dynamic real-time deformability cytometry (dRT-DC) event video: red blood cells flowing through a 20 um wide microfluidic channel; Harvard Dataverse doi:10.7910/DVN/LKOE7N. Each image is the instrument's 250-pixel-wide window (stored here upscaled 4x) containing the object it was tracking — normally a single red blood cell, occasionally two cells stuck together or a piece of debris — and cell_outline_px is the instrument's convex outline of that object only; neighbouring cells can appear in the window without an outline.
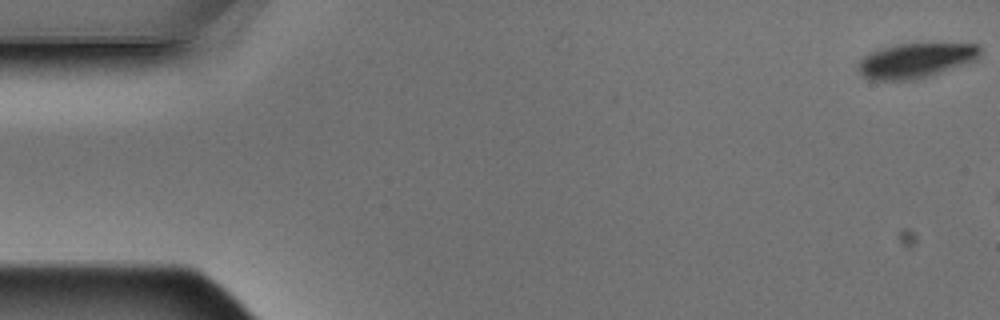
{"species": "Egyptian fruit bat (a non-hibernating species)", "species_latin": "Rousettus aegyptiacus", "temperature_condition": "warm", "stored_images_in_passage": 3, "camera_frame_rate_fps": 3000, "um_per_image_px": 0.085, "animal": {"sex": "male"}, "frame": {"image": 1, "passage_image": 1, "time_ms": 0.0, "image_size_px": [1000, 320], "cell_outline_px": [[980, 52], [976, 60], [968, 64], [916, 80], [872, 80], [864, 76], [856, 68], [856, 64], [864, 56], [872, 52], [896, 44], [980, 44]], "centroid_in_image_um": [77.85, 5.16], "position_along_channel_um": 7.2, "area_um2": 24.74}}